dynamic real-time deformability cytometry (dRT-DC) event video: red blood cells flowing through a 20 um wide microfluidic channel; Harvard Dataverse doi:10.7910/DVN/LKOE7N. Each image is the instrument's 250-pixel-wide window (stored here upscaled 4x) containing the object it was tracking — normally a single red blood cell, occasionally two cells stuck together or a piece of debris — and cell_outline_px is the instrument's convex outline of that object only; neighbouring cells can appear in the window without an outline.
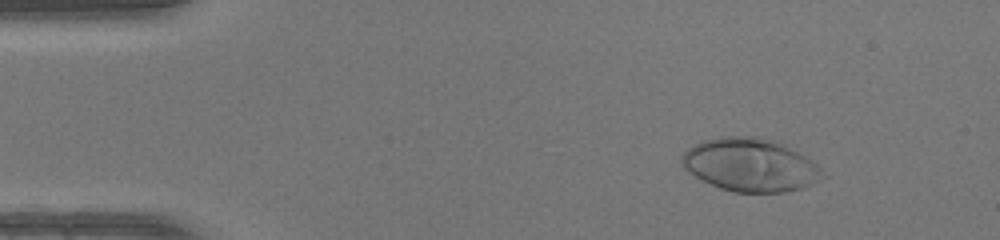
{"species": "human", "species_latin": "Homo sapiens", "temperature_condition": "warm", "stored_images_in_passage": 49, "camera_frame_rate_fps": 3000, "um_per_image_px": 0.085, "donor": {"sex": "female"}, "frame": {"image": 1, "passage_image": 7, "time_ms": 2.0, "image_size_px": [1000, 240], "cell_outline_px": [[828, 176], [812, 184], [800, 188], [784, 192], [732, 192], [720, 188], [688, 172], [680, 164], [680, 156], [688, 148], [704, 140], [720, 136], [752, 136], [776, 140], [804, 156], [816, 164]], "centroid_in_image_um": [63.76, 14.01], "position_along_channel_um": 21.2, "area_um2": 43.52}}
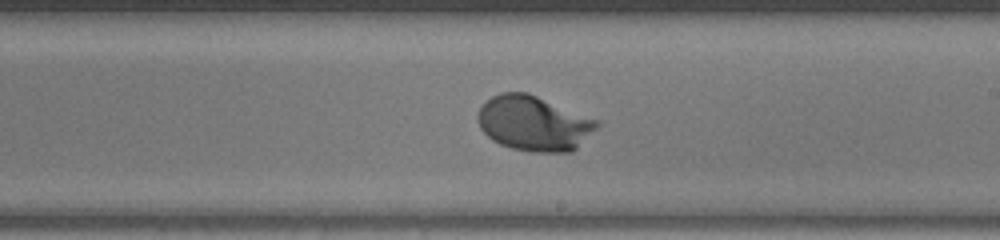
{"frame": {"image": 2, "passage_image": 29, "time_ms": 9.333, "image_size_px": [1000, 240], "cell_outline_px": [[600, 124], [572, 152], [532, 152], [512, 148], [500, 144], [492, 140], [480, 128], [476, 120], [476, 116], [480, 108], [492, 96], [500, 92], [528, 92], [600, 120]], "centroid_in_image_um": [45.37, 10.47], "position_along_channel_um": 243.6, "area_um2": 38.32}}
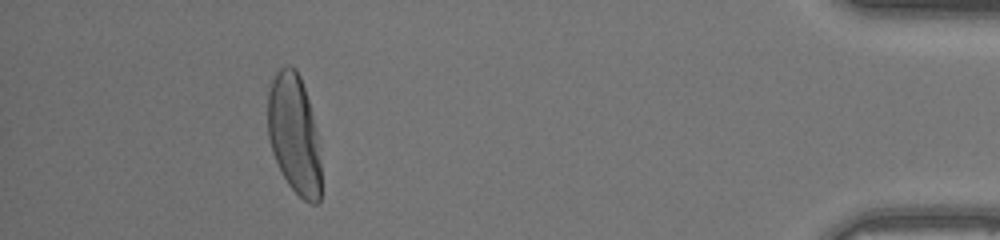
{"frame": {"image": 3, "passage_image": 45, "time_ms": 14.667, "image_size_px": [1000, 240], "cell_outline_px": [[320, 200], [316, 204], [312, 204], [304, 200], [288, 184], [272, 152], [268, 136], [268, 92], [272, 80], [276, 72], [284, 64], [288, 64], [296, 68], [300, 76], [308, 100], [316, 128], [320, 160]], "centroid_in_image_um": [25.0, 11.38], "position_along_channel_um": 410.2, "area_um2": 36.99}, "authors_computed_cell_mechanics": {"area_um2": 38.0324, "velocity_mm_per_s": 4.2612, "shape_relaxation_time_tau1_ms": 2.1609, "shape_relaxation_time_tau2_ms": null, "deformation_change_tau1": 0.2007, "deformation_change_tau2": null}}